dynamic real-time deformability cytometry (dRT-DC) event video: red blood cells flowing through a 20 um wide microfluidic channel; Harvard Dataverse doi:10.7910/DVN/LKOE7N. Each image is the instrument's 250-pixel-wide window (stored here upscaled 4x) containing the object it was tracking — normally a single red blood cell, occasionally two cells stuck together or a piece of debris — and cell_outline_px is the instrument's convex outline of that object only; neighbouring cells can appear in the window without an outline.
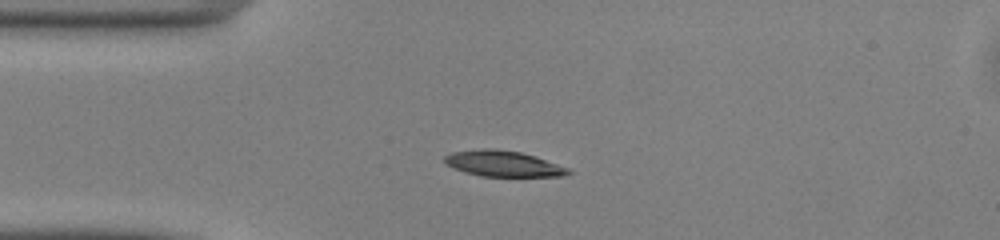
{"species": "common noctule bat (a hibernating species)", "species_latin": "Nyctalus noctula", "temperature_condition": "warm", "stored_images_in_passage": 39, "camera_frame_rate_fps": 3000, "um_per_image_px": 0.085, "animal": {"sex": "male", "body_mass_g": 13.0, "forearm_length_mm": 53.1}, "frame": {"image": 1, "passage_image": 1, "time_ms": 0.0, "image_size_px": [1000, 240], "cell_outline_px": [[572, 172], [564, 176], [480, 176], [464, 172], [452, 168], [444, 164], [444, 156], [452, 152], [480, 148], [496, 148], [520, 152], [536, 156], [568, 168]], "centroid_in_image_um": [42.72, 13.9], "position_along_channel_um": 42.3, "area_um2": 18.79}}
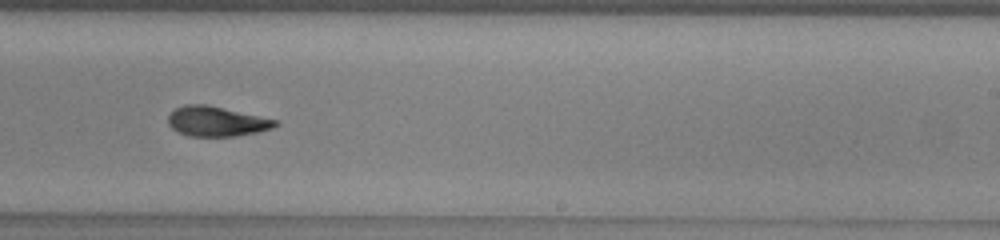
{"frame": {"image": 2, "passage_image": 19, "time_ms": 6.0, "image_size_px": [1000, 240], "cell_outline_px": [[280, 124], [272, 128], [256, 132], [236, 136], [188, 136], [176, 132], [168, 124], [168, 116], [176, 108], [184, 104], [208, 104], [280, 120]], "centroid_in_image_um": [18.42, 10.31], "position_along_channel_um": 270.6, "area_um2": 18.96}}
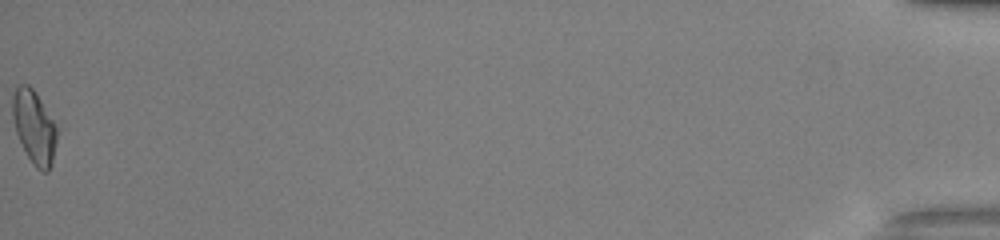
{"frame": {"image": 3, "passage_image": 39, "time_ms": 12.667, "image_size_px": [1000, 240], "cell_outline_px": [[56, 144], [52, 164], [48, 172], [44, 172], [36, 168], [32, 164], [16, 132], [12, 116], [12, 96], [16, 88], [20, 84], [28, 84], [32, 88], [40, 100], [52, 120], [56, 128]], "centroid_in_image_um": [2.89, 10.82], "position_along_channel_um": 432.3, "area_um2": 18.55}, "authors_computed_cell_mechanics": {"area_um2": 18.8428, "velocity_mm_per_s": 4.1042, "shape_relaxation_time_tau1_ms": 3.8351, "shape_relaxation_time_tau2_ms": 3.4194, "deformation_change_tau1": 0.1612, "deformation_change_tau2": 0.1168}}